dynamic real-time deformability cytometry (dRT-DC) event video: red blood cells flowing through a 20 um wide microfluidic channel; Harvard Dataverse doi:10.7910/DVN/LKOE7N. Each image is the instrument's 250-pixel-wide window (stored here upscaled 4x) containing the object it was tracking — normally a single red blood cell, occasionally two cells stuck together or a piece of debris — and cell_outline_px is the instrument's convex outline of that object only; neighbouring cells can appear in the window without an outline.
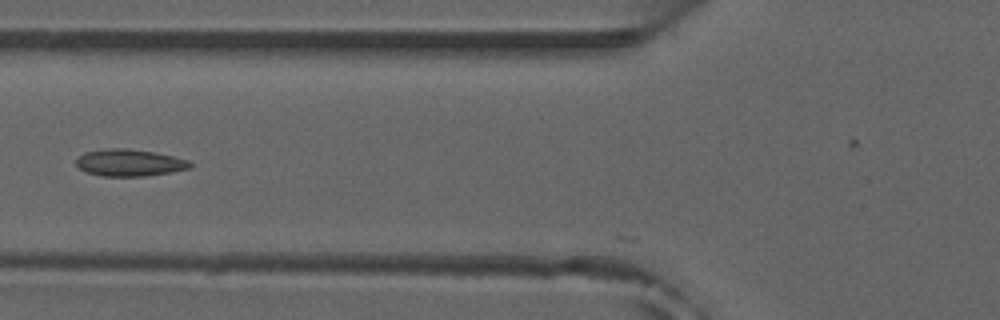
{"species": "common noctule bat (a hibernating species)", "species_latin": "Nyctalus noctula", "temperature_condition": "room temperature", "stored_images_in_passage": 33, "camera_frame_rate_fps": 3000, "um_per_image_px": 0.085, "animal": {"sex": "male", "forearm_length_mm": 52.5}, "frame": {"image": 1, "passage_image": 2, "time_ms": 0.333, "image_size_px": [1000, 320], "cell_outline_px": [[192, 164], [188, 168], [172, 172], [144, 176], [104, 176], [88, 172], [80, 168], [76, 164], [76, 160], [84, 152], [108, 148], [124, 148], [156, 152], [188, 160]], "centroid_in_image_um": [11.0, 13.82], "position_along_channel_um": 114.8, "area_um2": 17.69}}